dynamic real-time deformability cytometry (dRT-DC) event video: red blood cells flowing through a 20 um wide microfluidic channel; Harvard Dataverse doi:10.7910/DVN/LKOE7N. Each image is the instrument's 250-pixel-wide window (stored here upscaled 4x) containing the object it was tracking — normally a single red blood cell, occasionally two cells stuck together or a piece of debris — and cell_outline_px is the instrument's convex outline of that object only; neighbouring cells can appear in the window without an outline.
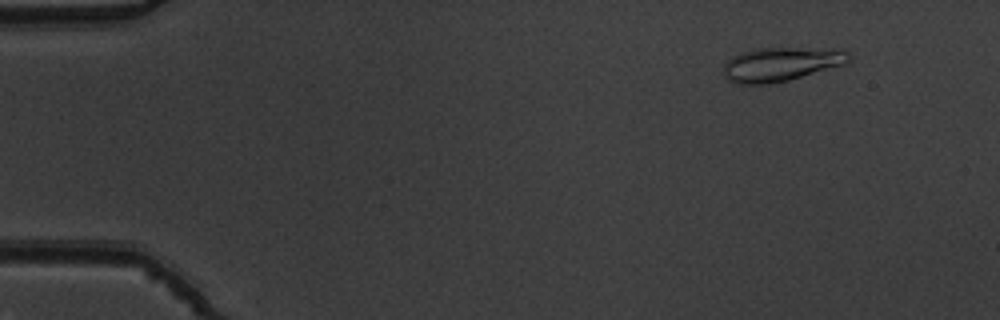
{"species": "common noctule bat (a hibernating species)", "species_latin": "Nyctalus noctula", "temperature_condition": "warm", "stored_images_in_passage": 53, "camera_frame_rate_fps": 3000, "um_per_image_px": 0.085, "animal": {"sex": "male", "body_mass_g": 19.5, "forearm_length_mm": 54.6}, "frame": {"image": 1, "passage_image": 6, "time_ms": 1.667, "image_size_px": [1000, 320], "cell_outline_px": [[852, 60], [844, 64], [788, 80], [768, 84], [740, 84], [728, 80], [724, 76], [724, 64], [732, 56], [740, 52], [756, 48], [832, 48], [848, 52], [852, 56]], "centroid_in_image_um": [66.39, 5.44], "position_along_channel_um": 18.6, "area_um2": 24.85}}
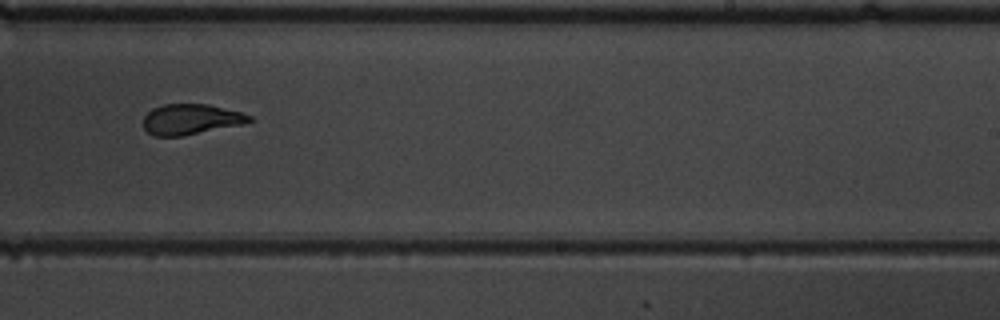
{"frame": {"image": 2, "passage_image": 34, "time_ms": 11.0, "image_size_px": [1000, 320], "cell_outline_px": [[252, 120], [244, 124], [180, 136], [156, 136], [148, 132], [144, 128], [144, 116], [152, 108], [164, 104], [208, 104], [240, 112], [252, 116]], "centroid_in_image_um": [16.22, 10.13], "position_along_channel_um": 272.8, "area_um2": 18.67}}
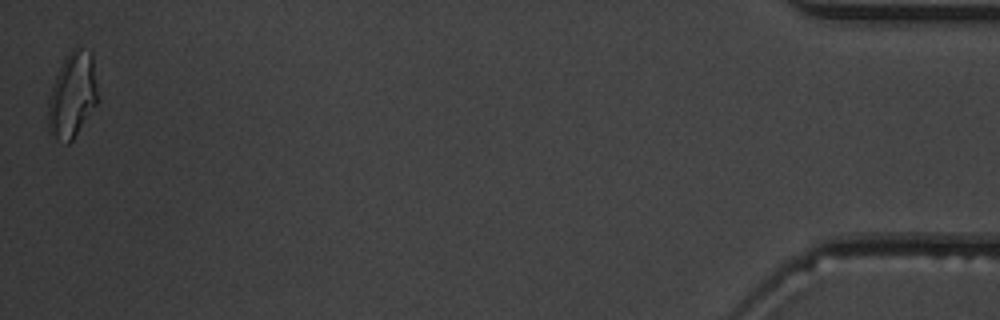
{"frame": {"image": 3, "passage_image": 53, "time_ms": 17.333, "image_size_px": [1000, 320], "cell_outline_px": [[96, 104], [72, 140], [68, 144], [56, 140], [48, 132], [48, 100], [56, 76], [68, 52], [72, 48], [80, 48], [92, 52], [96, 88]], "centroid_in_image_um": [6.12, 8.11], "position_along_channel_um": 429.1, "area_um2": 24.22}, "authors_computed_cell_mechanics": {"area_um2": 20.4034, "velocity_mm_per_s": 3.8551, "shape_relaxation_time_tau1_ms": 6.5884, "shape_relaxation_time_tau2_ms": 1.1231, "deformation_change_tau1": 0.193, "deformation_change_tau2": 0.0786}}